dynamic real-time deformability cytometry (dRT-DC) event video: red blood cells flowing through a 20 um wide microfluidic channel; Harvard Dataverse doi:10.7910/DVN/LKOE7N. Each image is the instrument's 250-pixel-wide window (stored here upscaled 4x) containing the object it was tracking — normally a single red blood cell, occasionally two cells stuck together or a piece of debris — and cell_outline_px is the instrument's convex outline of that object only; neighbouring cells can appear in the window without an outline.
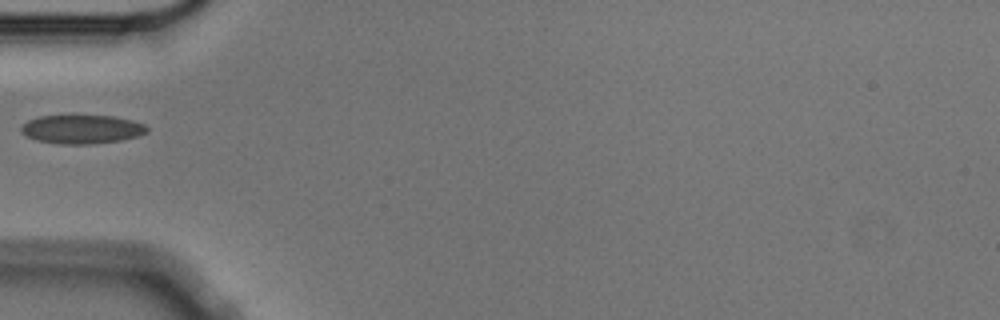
{"species": "Egyptian fruit bat (a non-hibernating species)", "species_latin": "Rousettus aegyptiacus", "temperature_condition": "cold", "stored_images_in_passage": 1, "camera_frame_rate_fps": 3000, "um_per_image_px": 0.085, "animal": {"sex": "male"}, "frame": {"image": 1, "passage_image": 1, "time_ms": 0.0, "image_size_px": [1000, 320], "cell_outline_px": [[148, 132], [136, 136], [120, 140], [92, 144], [60, 144], [36, 140], [24, 136], [20, 132], [20, 128], [28, 120], [40, 116], [112, 116], [132, 120], [144, 124], [148, 128]], "centroid_in_image_um": [6.92, 10.99], "position_along_channel_um": 78.1, "area_um2": 21.04}}